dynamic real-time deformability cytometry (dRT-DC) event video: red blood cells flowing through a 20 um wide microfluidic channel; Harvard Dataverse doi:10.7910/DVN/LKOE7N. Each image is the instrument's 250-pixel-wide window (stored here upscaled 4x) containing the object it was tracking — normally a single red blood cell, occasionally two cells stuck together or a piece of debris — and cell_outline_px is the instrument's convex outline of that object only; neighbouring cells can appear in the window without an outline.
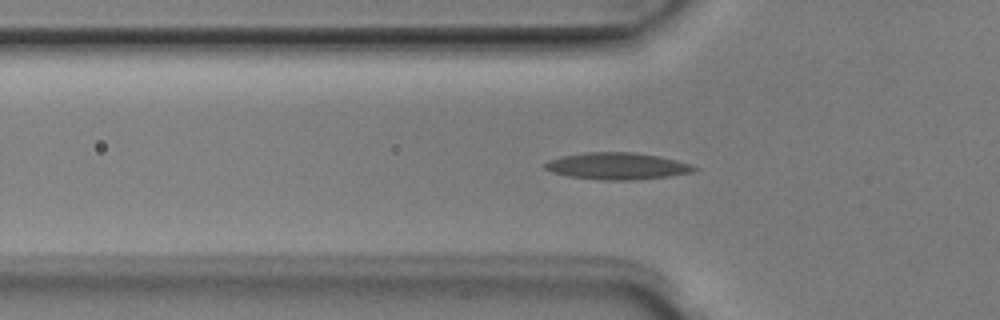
{"species": "Egyptian fruit bat (a non-hibernating species)", "species_latin": "Rousettus aegyptiacus", "temperature_condition": "room temperature", "stored_images_in_passage": 41, "camera_frame_rate_fps": 3000, "um_per_image_px": 0.085, "animal": {"sex": "male"}, "frame": {"image": 1, "passage_image": 6, "time_ms": 1.667, "image_size_px": [1000, 320], "cell_outline_px": [[700, 168], [692, 172], [668, 176], [636, 180], [604, 180], [568, 176], [552, 172], [544, 168], [544, 164], [548, 160], [564, 156], [584, 152], [632, 152], [660, 156], [676, 160]], "centroid_in_image_um": [52.45, 14.11], "position_along_channel_um": 73.3, "area_um2": 23.24}}
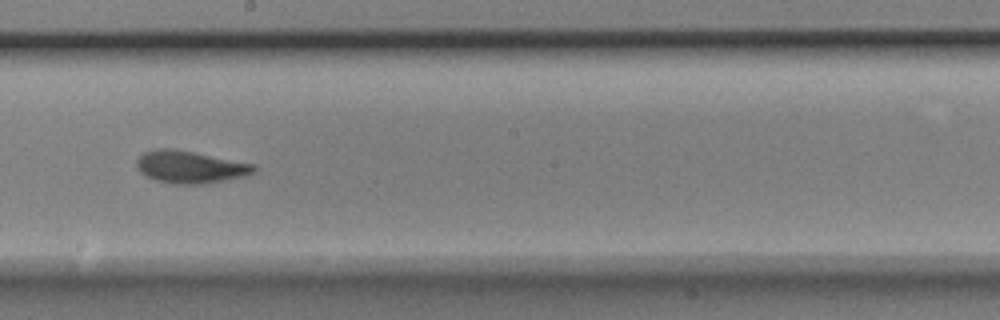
{"frame": {"image": 2, "passage_image": 18, "time_ms": 5.667, "image_size_px": [1000, 320], "cell_outline_px": [[256, 168], [252, 172], [244, 176], [204, 184], [172, 184], [156, 180], [144, 176], [136, 168], [136, 160], [144, 152], [156, 148], [172, 148], [256, 164]], "centroid_in_image_um": [16.11, 14.19], "position_along_channel_um": 232.1, "area_um2": 22.14}}
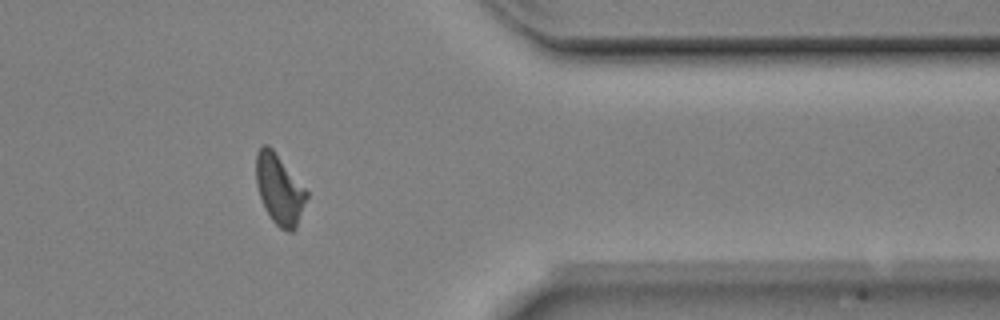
{"frame": {"image": 3, "passage_image": 31, "time_ms": 10.0, "image_size_px": [1000, 320], "cell_outline_px": [[308, 196], [296, 228], [292, 232], [288, 232], [280, 228], [272, 220], [260, 196], [256, 184], [256, 152], [264, 144], [268, 144], [272, 148], [308, 192]], "centroid_in_image_um": [23.75, 16.09], "position_along_channel_um": 387.7, "area_um2": 20.35}, "authors_computed_cell_mechanics": {"area_um2": 21.097, "velocity_mm_per_s": 3.9581, "shape_relaxation_time_tau1_ms": 3.4081, "shape_relaxation_time_tau2_ms": 1.9952, "deformation_change_tau1": 0.1618, "deformation_change_tau2": 0.0865}}